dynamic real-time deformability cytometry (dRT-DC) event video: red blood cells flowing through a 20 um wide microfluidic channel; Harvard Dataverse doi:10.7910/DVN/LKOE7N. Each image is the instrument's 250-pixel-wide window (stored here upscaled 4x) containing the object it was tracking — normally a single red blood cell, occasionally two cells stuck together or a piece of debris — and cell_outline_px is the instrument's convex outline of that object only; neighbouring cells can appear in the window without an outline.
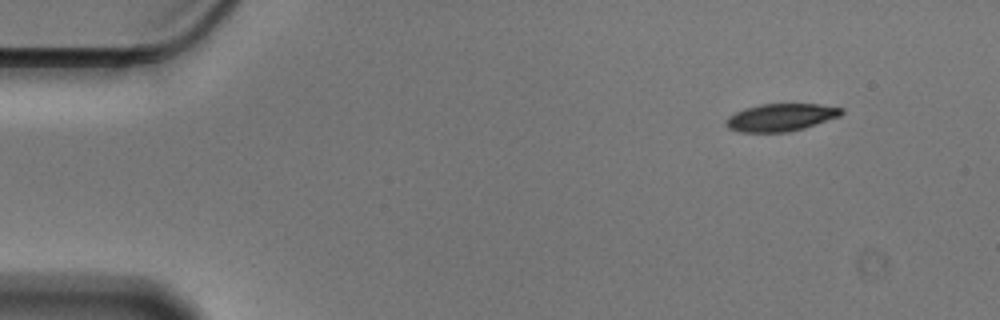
{"species": "Egyptian fruit bat (a non-hibernating species)", "species_latin": "Rousettus aegyptiacus", "temperature_condition": "cold", "stored_images_in_passage": 51, "camera_frame_rate_fps": 3000, "um_per_image_px": 0.085, "animal": {"sex": "male"}, "frame": {"image": 1, "passage_image": 1, "time_ms": 0.0, "image_size_px": [1000, 320], "cell_outline_px": [[844, 112], [840, 116], [804, 128], [788, 132], [740, 132], [728, 128], [724, 124], [724, 120], [728, 116], [744, 108], [760, 104], [820, 104], [844, 108]], "centroid_in_image_um": [66.35, 9.97], "position_along_channel_um": 18.6, "area_um2": 18.67}}
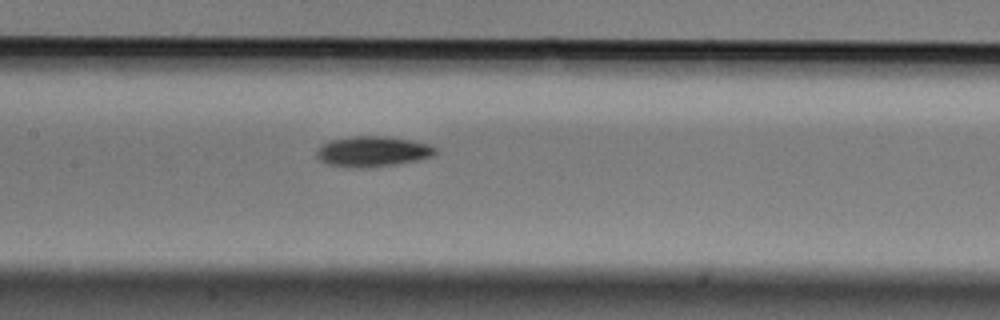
{"frame": {"image": 2, "passage_image": 22, "time_ms": 7.0, "image_size_px": [1000, 320], "cell_outline_px": [[436, 152], [432, 156], [420, 160], [396, 164], [368, 168], [352, 168], [328, 164], [320, 160], [316, 156], [316, 152], [320, 144], [332, 140], [352, 136], [388, 136], [412, 140], [432, 144], [436, 148]], "centroid_in_image_um": [31.69, 12.87], "position_along_channel_um": 175.7, "area_um2": 21.39}}
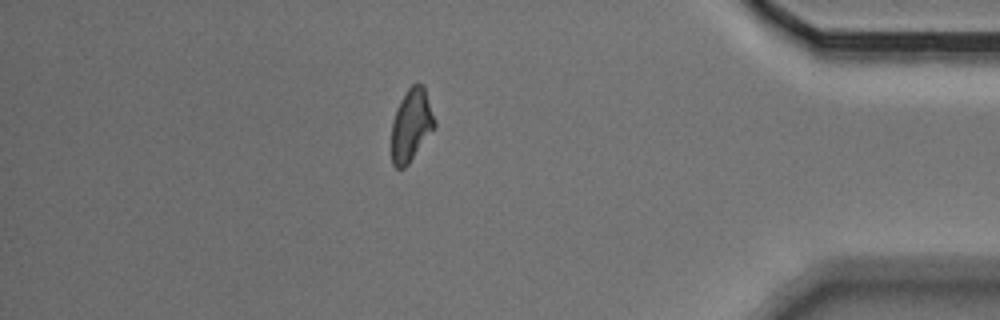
{"frame": {"image": 3, "passage_image": 44, "time_ms": 14.333, "image_size_px": [1000, 320], "cell_outline_px": [[436, 124], [408, 164], [404, 168], [396, 168], [392, 164], [392, 120], [396, 108], [400, 100], [408, 88], [412, 84], [424, 84], [436, 120]], "centroid_in_image_um": [34.95, 10.59], "position_along_channel_um": 400.2, "area_um2": 18.09}, "authors_computed_cell_mechanics": {"area_um2": 19.5364, "velocity_mm_per_s": 3.5479, "shape_relaxation_time_tau1_ms": 2.2915, "shape_relaxation_time_tau2_ms": null, "deformation_change_tau1": 0.1115, "deformation_change_tau2": null}}